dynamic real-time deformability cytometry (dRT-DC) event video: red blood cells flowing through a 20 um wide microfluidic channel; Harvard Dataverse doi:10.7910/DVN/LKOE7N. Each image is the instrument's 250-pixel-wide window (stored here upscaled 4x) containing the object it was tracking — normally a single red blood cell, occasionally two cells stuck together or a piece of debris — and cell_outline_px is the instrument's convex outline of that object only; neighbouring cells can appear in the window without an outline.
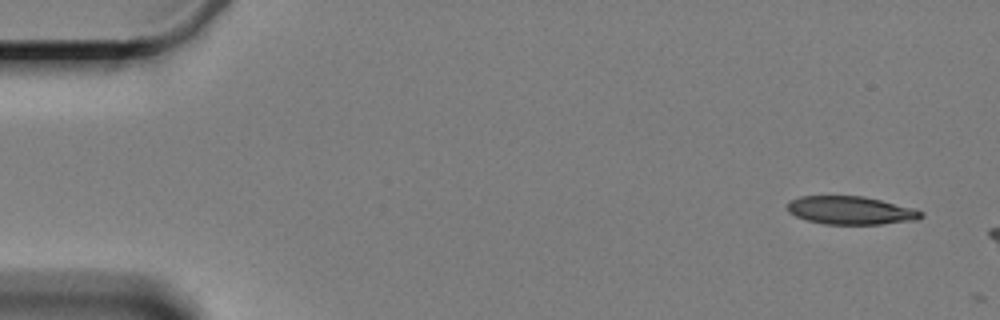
{"species": "Egyptian fruit bat (a non-hibernating species)", "species_latin": "Rousettus aegyptiacus", "temperature_condition": "cold", "stored_images_in_passage": 2, "camera_frame_rate_fps": 3000, "um_per_image_px": 0.085, "animal": {"sex": "female"}, "frame": {"image": 1, "passage_image": 1, "time_ms": 0.0, "image_size_px": [1000, 320], "cell_outline_px": [[924, 216], [916, 220], [880, 224], [824, 224], [808, 220], [796, 216], [788, 212], [788, 200], [800, 196], [864, 196], [912, 208], [924, 212]], "centroid_in_image_um": [72.29, 17.88], "position_along_channel_um": 12.7, "area_um2": 21.85}}